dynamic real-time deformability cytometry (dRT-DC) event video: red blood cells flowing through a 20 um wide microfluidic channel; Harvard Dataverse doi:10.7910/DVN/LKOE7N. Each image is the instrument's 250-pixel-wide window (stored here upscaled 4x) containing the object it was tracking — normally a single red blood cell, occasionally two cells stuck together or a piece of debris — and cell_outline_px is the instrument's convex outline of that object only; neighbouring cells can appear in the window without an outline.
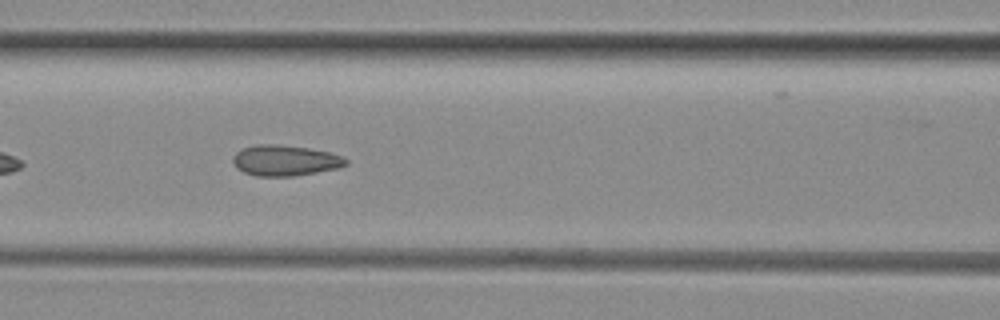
{"species": "common noctule bat (a hibernating species)", "species_latin": "Nyctalus noctula", "temperature_condition": "room temperature", "stored_images_in_passage": 7, "camera_frame_rate_fps": 3000, "um_per_image_px": 0.085, "animal": {"sex": "female", "body_mass_g": 29.2, "forearm_length_mm": 56.3}, "frame": {"image": 1, "passage_image": 6, "time_ms": 6.667, "image_size_px": [1000, 320], "cell_outline_px": [[348, 164], [336, 168], [316, 172], [292, 176], [256, 176], [244, 172], [236, 168], [232, 160], [232, 156], [240, 148], [256, 144], [276, 144], [308, 148], [328, 152], [340, 156], [348, 160]], "centroid_in_image_um": [24.17, 13.63], "position_along_channel_um": 142.4, "area_um2": 20.17}}
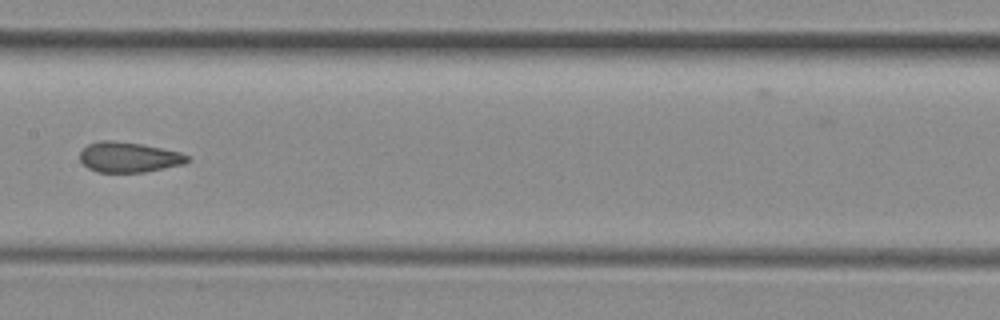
{"frame": {"image": 2, "passage_image": 7, "time_ms": 8.0, "image_size_px": [1000, 320], "cell_outline_px": [[192, 160], [184, 164], [144, 172], [96, 172], [88, 168], [80, 160], [80, 152], [88, 144], [104, 140], [112, 140], [140, 144], [180, 152], [188, 156]], "centroid_in_image_um": [10.95, 13.37], "position_along_channel_um": 196.4, "area_um2": 18.84}}